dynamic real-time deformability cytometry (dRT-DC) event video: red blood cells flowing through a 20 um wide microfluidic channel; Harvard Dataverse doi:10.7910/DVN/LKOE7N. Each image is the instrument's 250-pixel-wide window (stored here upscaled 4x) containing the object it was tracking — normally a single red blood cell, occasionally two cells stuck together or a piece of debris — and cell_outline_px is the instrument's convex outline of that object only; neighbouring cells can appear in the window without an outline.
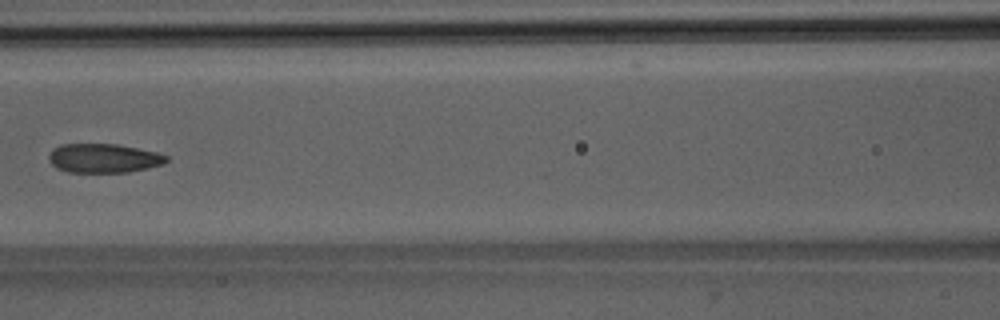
{"species": "Egyptian fruit bat (a non-hibernating species)", "species_latin": "Rousettus aegyptiacus", "temperature_condition": "room temperature", "stored_images_in_passage": 7, "camera_frame_rate_fps": 3000, "um_per_image_px": 0.085, "animal": {"sex": "male"}, "frame": {"image": 1, "passage_image": 6, "time_ms": 6.0, "image_size_px": [1000, 320], "cell_outline_px": [[168, 160], [164, 164], [148, 168], [128, 172], [68, 172], [56, 168], [48, 160], [48, 156], [52, 148], [60, 144], [116, 144], [156, 152], [168, 156]], "centroid_in_image_um": [8.78, 13.45], "position_along_channel_um": 157.8, "area_um2": 20.0}}